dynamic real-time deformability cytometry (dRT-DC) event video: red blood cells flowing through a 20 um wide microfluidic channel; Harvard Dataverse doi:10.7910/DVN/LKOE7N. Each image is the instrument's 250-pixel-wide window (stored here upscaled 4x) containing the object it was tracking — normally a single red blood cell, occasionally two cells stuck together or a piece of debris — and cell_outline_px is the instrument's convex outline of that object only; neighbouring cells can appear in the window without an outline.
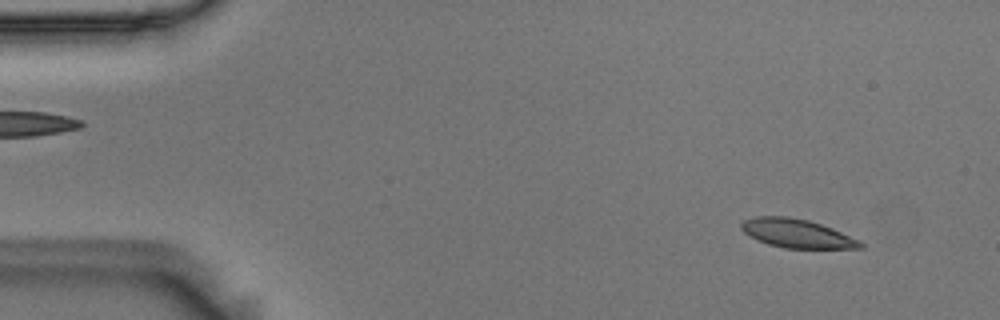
{"species": "Egyptian fruit bat (a non-hibernating species)", "species_latin": "Rousettus aegyptiacus", "temperature_condition": "room temperature", "stored_images_in_passage": 55, "camera_frame_rate_fps": 3000, "um_per_image_px": 0.085, "animal": {"sex": "male"}, "frame": {"image": 1, "passage_image": 5, "time_ms": 1.333, "image_size_px": [1000, 320], "cell_outline_px": [[864, 248], [784, 248], [768, 244], [756, 240], [748, 236], [740, 228], [740, 224], [744, 220], [756, 216], [788, 216], [808, 220], [832, 228], [860, 240], [864, 244]], "centroid_in_image_um": [67.71, 19.84], "position_along_channel_um": 17.3, "area_um2": 20.0}}
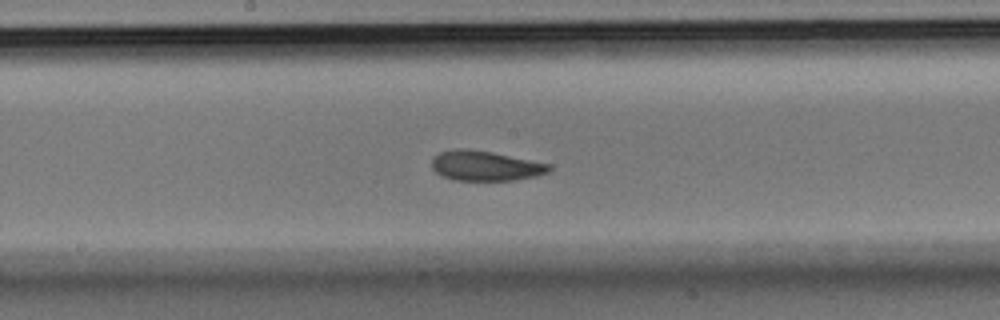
{"frame": {"image": 2, "passage_image": 29, "time_ms": 9.333, "image_size_px": [1000, 320], "cell_outline_px": [[552, 168], [548, 172], [536, 176], [516, 180], [456, 180], [440, 176], [432, 168], [432, 156], [440, 152], [456, 148], [464, 148], [492, 152], [552, 164]], "centroid_in_image_um": [41.25, 14.09], "position_along_channel_um": 207.0, "area_um2": 20.63}}
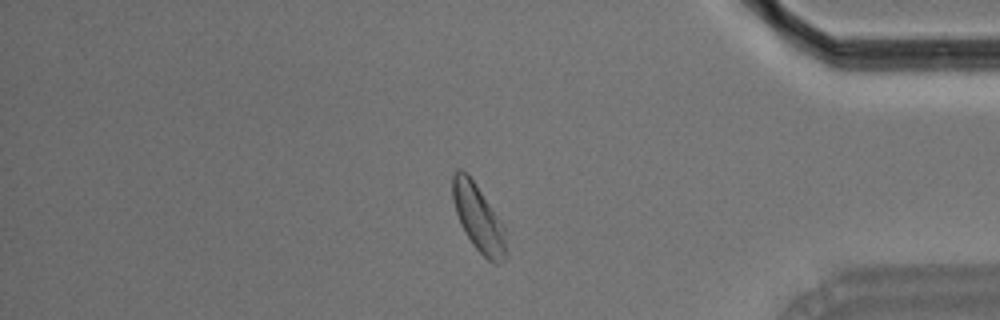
{"frame": {"image": 3, "passage_image": 47, "time_ms": 15.333, "image_size_px": [1000, 320], "cell_outline_px": [[504, 260], [500, 264], [496, 264], [488, 260], [472, 244], [464, 232], [460, 224], [452, 200], [452, 176], [456, 168], [460, 168], [472, 180], [500, 220], [504, 228]], "centroid_in_image_um": [40.61, 18.53], "position_along_channel_um": 394.6, "area_um2": 20.23}, "authors_computed_cell_mechanics": {"area_um2": 20.4034, "velocity_mm_per_s": 3.5957, "shape_relaxation_time_tau1_ms": 4.7783, "shape_relaxation_time_tau2_ms": 3.2754, "deformation_change_tau1": 0.1203, "deformation_change_tau2": 0.0958}}